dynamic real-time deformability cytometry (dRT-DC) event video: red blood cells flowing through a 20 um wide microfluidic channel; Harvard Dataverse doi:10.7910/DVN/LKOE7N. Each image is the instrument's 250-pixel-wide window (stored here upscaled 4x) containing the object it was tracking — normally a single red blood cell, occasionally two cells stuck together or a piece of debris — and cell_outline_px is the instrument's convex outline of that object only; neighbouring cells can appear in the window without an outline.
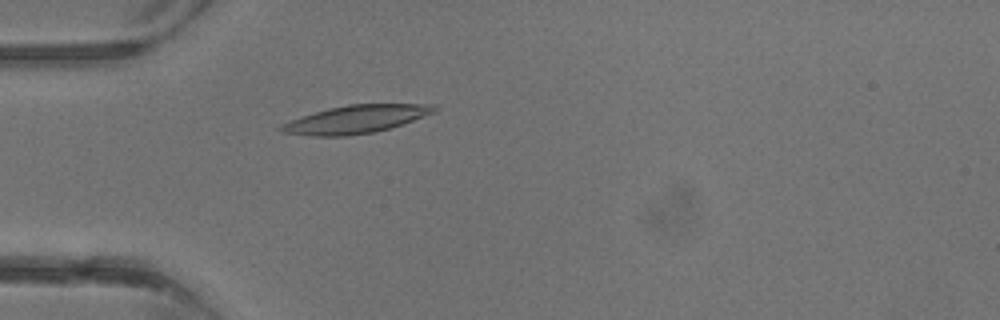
{"species": "common noctule bat (a hibernating species)", "species_latin": "Nyctalus noctula", "temperature_condition": "warm", "stored_images_in_passage": 1, "camera_frame_rate_fps": 3000, "um_per_image_px": 0.085, "animal": {"sex": "male", "body_mass_g": 13.3}, "frame": {"image": 1, "passage_image": 1, "time_ms": 0.0, "image_size_px": [1000, 320], "cell_outline_px": [[436, 112], [392, 128], [376, 132], [344, 136], [312, 136], [284, 132], [276, 128], [280, 124], [328, 108], [348, 104], [436, 104]], "centroid_in_image_um": [30.29, 10.14], "position_along_channel_um": 54.7, "area_um2": 24.91}}